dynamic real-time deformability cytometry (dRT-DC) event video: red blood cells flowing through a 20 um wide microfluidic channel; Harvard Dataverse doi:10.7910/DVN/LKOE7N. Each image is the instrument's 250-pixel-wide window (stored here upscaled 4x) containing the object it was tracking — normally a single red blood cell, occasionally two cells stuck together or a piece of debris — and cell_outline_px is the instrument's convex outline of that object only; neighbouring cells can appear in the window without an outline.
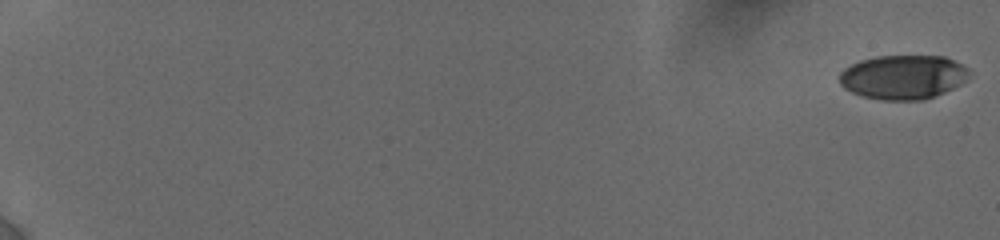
{"species": "human", "species_latin": "Homo sapiens", "temperature_condition": "cold", "stored_images_in_passage": 28, "camera_frame_rate_fps": 3000, "um_per_image_px": 0.085, "donor": {"sex": "female"}, "frame": {"image": 1, "passage_image": 1, "time_ms": 0.0, "image_size_px": [1000, 240], "cell_outline_px": [[968, 72], [964, 80], [960, 84], [944, 92], [924, 100], [884, 100], [864, 96], [852, 92], [844, 88], [840, 84], [840, 72], [844, 68], [860, 60], [876, 56], [944, 56], [968, 68]], "centroid_in_image_um": [76.73, 6.55], "position_along_channel_um": 8.3, "area_um2": 33.12}}
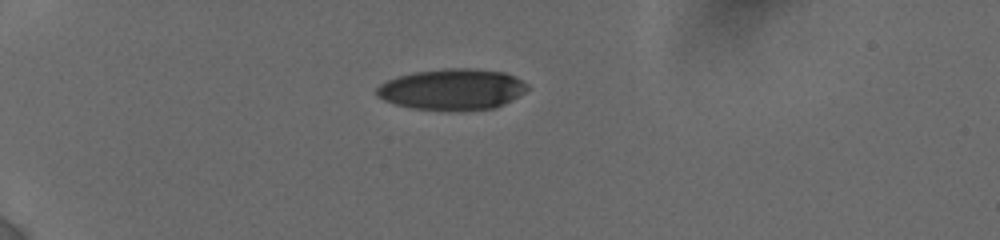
{"frame": {"image": 2, "passage_image": 24, "time_ms": 5.667, "image_size_px": [1000, 240], "cell_outline_px": [[528, 88], [524, 92], [504, 104], [496, 108], [464, 112], [448, 112], [412, 108], [396, 104], [384, 100], [376, 96], [376, 88], [380, 84], [388, 80], [412, 72], [444, 68], [472, 68], [504, 72], [528, 84]], "centroid_in_image_um": [38.42, 7.62], "position_along_channel_um": 46.6, "area_um2": 36.59}}